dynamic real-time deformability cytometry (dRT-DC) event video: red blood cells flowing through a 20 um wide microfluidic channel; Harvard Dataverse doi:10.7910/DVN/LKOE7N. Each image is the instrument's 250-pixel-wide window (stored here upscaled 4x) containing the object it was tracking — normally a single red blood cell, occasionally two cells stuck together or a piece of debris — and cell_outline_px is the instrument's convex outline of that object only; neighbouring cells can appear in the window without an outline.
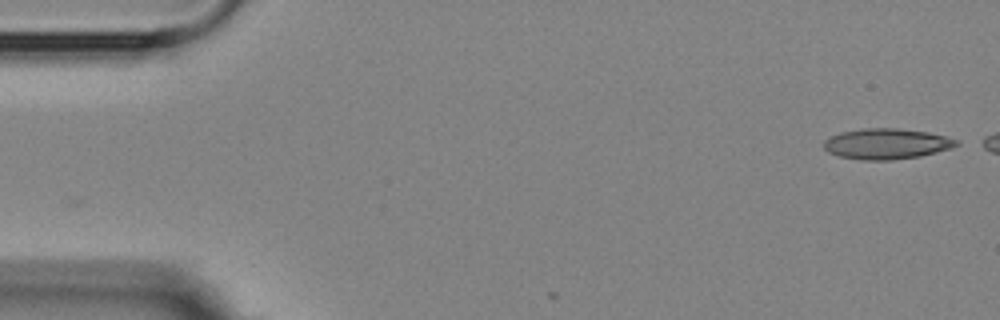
{"species": "Egyptian fruit bat (a non-hibernating species)", "species_latin": "Rousettus aegyptiacus", "temperature_condition": "room temperature", "stored_images_in_passage": 2, "camera_frame_rate_fps": 3000, "um_per_image_px": 0.085, "animal": {"sex": "female"}, "frame": {"image": 1, "passage_image": 2, "time_ms": 1.333, "image_size_px": [1000, 320], "cell_outline_px": [[960, 144], [952, 148], [920, 156], [892, 160], [860, 160], [836, 156], [828, 152], [824, 148], [824, 140], [840, 132], [860, 128], [896, 128], [928, 132], [948, 136], [960, 140]], "centroid_in_image_um": [75.37, 12.22], "position_along_channel_um": 9.6, "area_um2": 23.99}}